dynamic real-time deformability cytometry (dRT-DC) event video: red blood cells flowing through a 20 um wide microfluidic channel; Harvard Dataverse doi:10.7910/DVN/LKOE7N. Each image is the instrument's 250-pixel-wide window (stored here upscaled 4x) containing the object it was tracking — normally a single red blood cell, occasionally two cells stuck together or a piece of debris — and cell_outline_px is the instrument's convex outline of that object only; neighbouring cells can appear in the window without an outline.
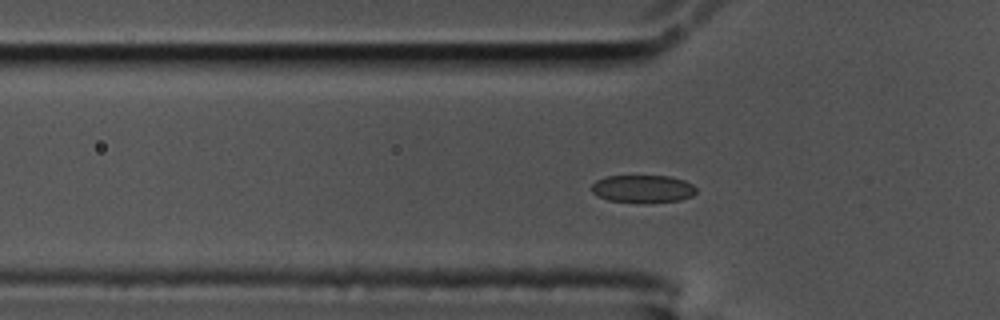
{"species": "common noctule bat (a hibernating species)", "species_latin": "Nyctalus noctula", "temperature_condition": "cold", "stored_images_in_passage": 2, "camera_frame_rate_fps": 3000, "um_per_image_px": 0.085, "animal": {"sex": "male", "body_mass_g": 17.5, "forearm_length_mm": 52.3}, "frame": {"image": 1, "passage_image": 2, "time_ms": 0.333, "image_size_px": [1000, 320], "cell_outline_px": [[696, 192], [692, 196], [680, 200], [608, 200], [592, 192], [592, 184], [596, 180], [604, 176], [668, 176], [684, 180], [692, 184], [696, 188]], "centroid_in_image_um": [54.64, 15.99], "position_along_channel_um": 71.2, "area_um2": 16.07}}